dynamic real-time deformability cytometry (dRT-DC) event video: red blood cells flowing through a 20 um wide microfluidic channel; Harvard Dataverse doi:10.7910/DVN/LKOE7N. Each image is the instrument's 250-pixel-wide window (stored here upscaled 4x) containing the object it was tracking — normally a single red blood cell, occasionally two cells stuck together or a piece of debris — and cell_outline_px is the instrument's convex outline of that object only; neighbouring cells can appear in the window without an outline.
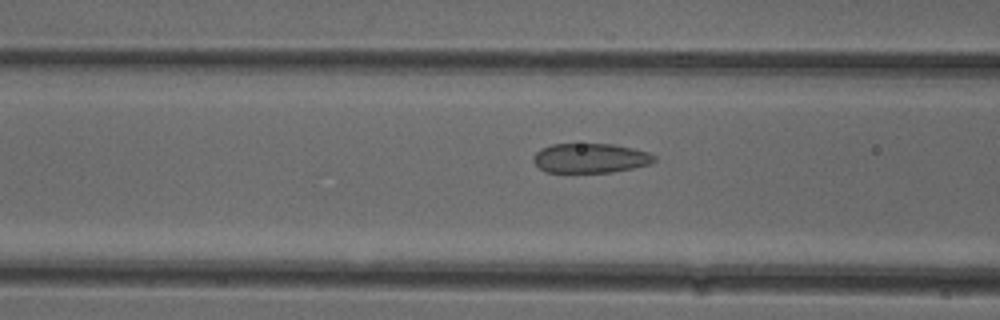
{"species": "common noctule bat (a hibernating species)", "species_latin": "Nyctalus noctula", "temperature_condition": "cold", "stored_images_in_passage": 45, "camera_frame_rate_fps": 3000, "um_per_image_px": 0.085, "animal": {"sex": "female"}, "frame": {"image": 1, "passage_image": 13, "time_ms": 4.0, "image_size_px": [1000, 320], "cell_outline_px": [[656, 160], [648, 164], [632, 168], [612, 172], [544, 172], [532, 160], [532, 156], [540, 148], [552, 144], [612, 144], [632, 148], [648, 152], [656, 156]], "centroid_in_image_um": [50.14, 13.44], "position_along_channel_um": 116.5, "area_um2": 20.81}}
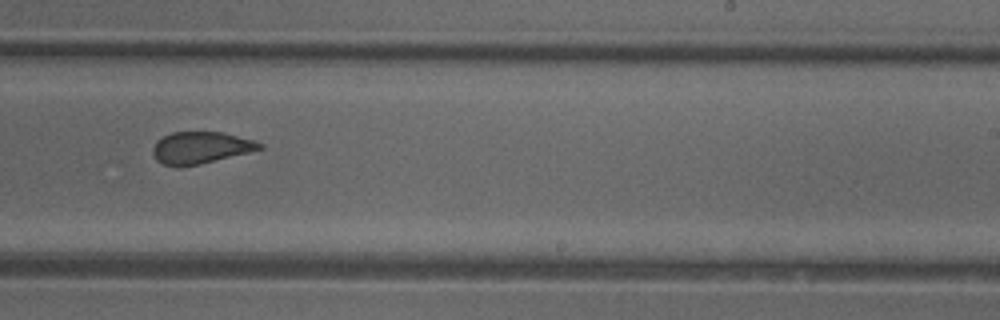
{"frame": {"image": 2, "passage_image": 25, "time_ms": 8.0, "image_size_px": [1000, 320], "cell_outline_px": [[264, 148], [200, 164], [180, 168], [176, 168], [164, 164], [156, 160], [152, 152], [152, 148], [156, 140], [172, 132], [224, 132], [252, 140], [264, 144]], "centroid_in_image_um": [17.01, 12.56], "position_along_channel_um": 272.0, "area_um2": 19.94}}
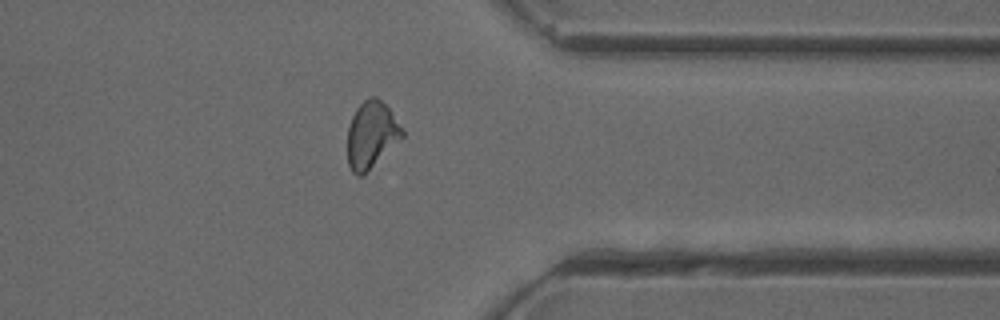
{"frame": {"image": 3, "passage_image": 34, "time_ms": 11.0, "image_size_px": [1000, 320], "cell_outline_px": [[404, 136], [364, 176], [356, 176], [352, 172], [348, 164], [348, 124], [356, 108], [364, 100], [372, 96], [376, 96], [388, 108], [404, 128]], "centroid_in_image_um": [31.57, 11.48], "position_along_channel_um": 379.8, "area_um2": 21.5}, "authors_computed_cell_mechanics": {"area_um2": 21.097, "velocity_mm_per_s": 3.8776, "shape_relaxation_time_tau1_ms": null, "shape_relaxation_time_tau2_ms": 1.2392, "deformation_change_tau1": null, "deformation_change_tau2": 0.078}}